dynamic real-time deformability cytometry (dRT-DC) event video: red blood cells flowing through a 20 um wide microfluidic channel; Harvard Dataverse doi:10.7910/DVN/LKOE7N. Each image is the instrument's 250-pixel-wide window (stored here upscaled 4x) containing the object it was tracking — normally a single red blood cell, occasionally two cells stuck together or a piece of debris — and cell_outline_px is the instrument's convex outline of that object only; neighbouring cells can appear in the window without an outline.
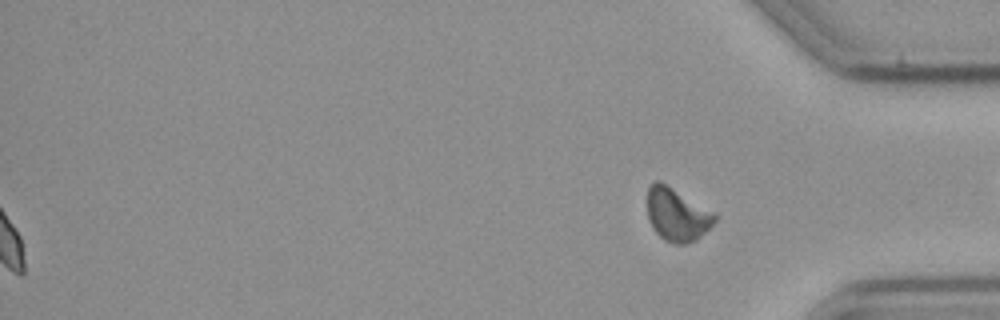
{"species": "common noctule bat (a hibernating species)", "species_latin": "Nyctalus noctula", "temperature_condition": "cold", "stored_images_in_passage": 52, "segment_of_instrument_passage": [2, 2], "camera_frame_rate_fps": 3000, "um_per_image_px": 0.085, "animal": {"sex": "male", "body_mass_g": 23.1, "forearm_length_mm": 52.7}, "frame": {"image": 1, "passage_image": 52, "time_ms": 17.0, "image_size_px": [1000, 320], "cell_outline_px": [[716, 220], [696, 240], [688, 244], [676, 244], [664, 240], [652, 228], [648, 220], [648, 188], [656, 180], [664, 184], [716, 212]], "centroid_in_image_um": [57.55, 18.27], "position_along_channel_um": 377.7, "area_um2": 20.58}}